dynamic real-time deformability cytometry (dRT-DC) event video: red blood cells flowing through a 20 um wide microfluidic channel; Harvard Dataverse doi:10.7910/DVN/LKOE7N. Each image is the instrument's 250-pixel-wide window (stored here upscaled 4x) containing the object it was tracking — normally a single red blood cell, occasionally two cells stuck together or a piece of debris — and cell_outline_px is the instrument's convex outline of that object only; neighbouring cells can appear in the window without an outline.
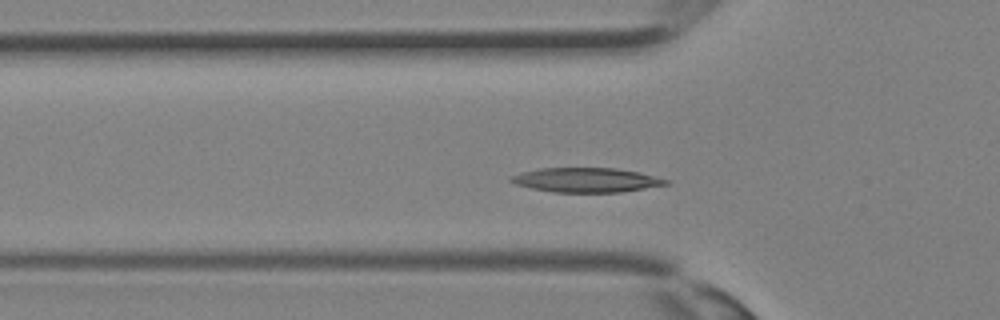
{"species": "Egyptian fruit bat (a non-hibernating species)", "species_latin": "Rousettus aegyptiacus", "temperature_condition": "room temperature", "stored_images_in_passage": 32, "camera_frame_rate_fps": 3000, "um_per_image_px": 0.085, "animal": {"sex": "female"}, "frame": {"image": 1, "passage_image": 8, "time_ms": 2.333, "image_size_px": [1000, 320], "cell_outline_px": [[668, 184], [620, 192], [552, 192], [532, 188], [516, 184], [508, 180], [508, 176], [520, 172], [540, 168], [616, 168], [640, 172], [668, 180]], "centroid_in_image_um": [49.77, 15.29], "position_along_channel_um": 76.0, "area_um2": 22.02}}
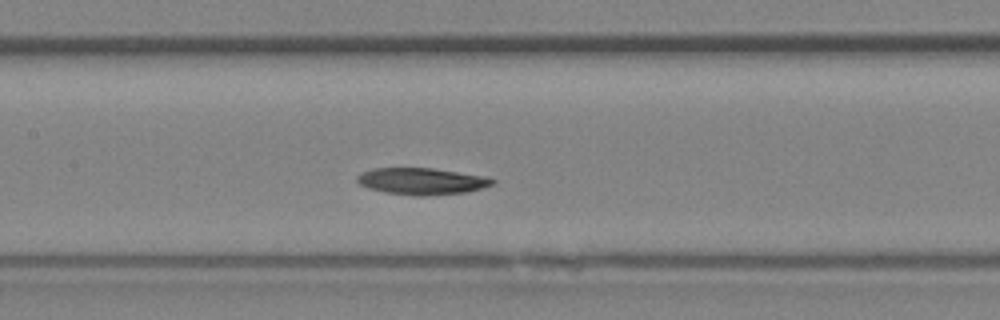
{"frame": {"image": 2, "passage_image": 13, "time_ms": 4.0, "image_size_px": [1000, 320], "cell_outline_px": [[496, 184], [468, 192], [424, 196], [416, 196], [384, 192], [368, 188], [360, 184], [356, 180], [356, 176], [360, 172], [372, 168], [432, 168], [488, 176], [496, 180]], "centroid_in_image_um": [35.87, 15.4], "position_along_channel_um": 171.5, "area_um2": 21.39}}
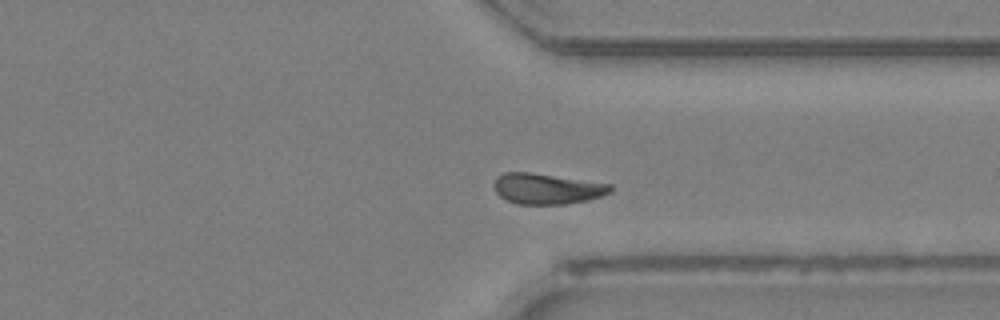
{"frame": {"image": 3, "passage_image": 23, "time_ms": 7.333, "image_size_px": [1000, 320], "cell_outline_px": [[612, 192], [588, 200], [564, 204], [516, 204], [500, 196], [496, 192], [492, 184], [496, 176], [504, 172], [528, 172], [612, 184]], "centroid_in_image_um": [46.46, 16.04], "position_along_channel_um": 364.9, "area_um2": 20.81}}